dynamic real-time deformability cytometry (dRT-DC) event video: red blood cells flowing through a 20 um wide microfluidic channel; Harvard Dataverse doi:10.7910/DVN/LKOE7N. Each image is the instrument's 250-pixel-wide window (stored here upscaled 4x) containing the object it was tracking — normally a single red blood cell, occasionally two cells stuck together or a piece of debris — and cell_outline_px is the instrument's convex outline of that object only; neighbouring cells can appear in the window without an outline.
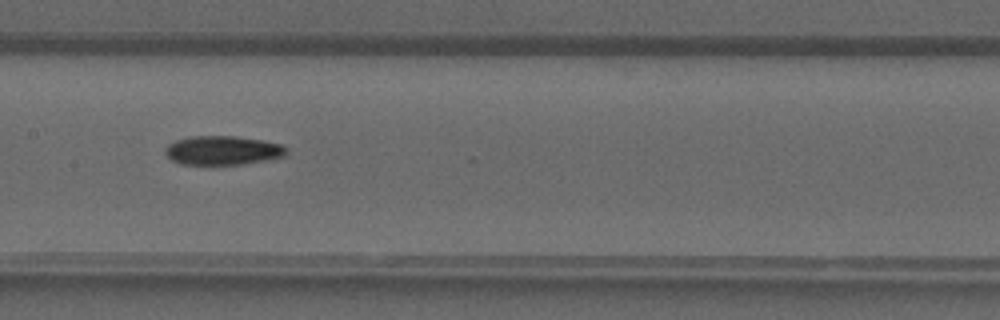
{"species": "common noctule bat (a hibernating species)", "species_latin": "Nyctalus noctula", "temperature_condition": "warm", "stored_images_in_passage": 25, "camera_frame_rate_fps": 3000, "um_per_image_px": 0.085, "animal": {"sex": "male", "forearm_length_mm": 52.5}, "frame": {"image": 1, "passage_image": 9, "time_ms": 2.667, "image_size_px": [1000, 320], "cell_outline_px": [[288, 152], [284, 156], [264, 160], [240, 164], [180, 164], [172, 160], [164, 152], [164, 148], [168, 144], [176, 140], [192, 136], [236, 136], [264, 140], [280, 144], [288, 148]], "centroid_in_image_um": [18.93, 12.77], "position_along_channel_um": 188.5, "area_um2": 20.46}}
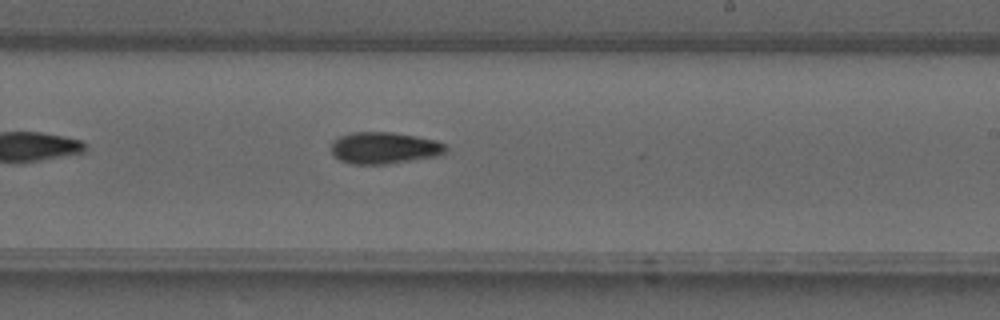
{"frame": {"image": 2, "passage_image": 13, "time_ms": 4.0, "image_size_px": [1000, 320], "cell_outline_px": [[448, 148], [444, 152], [436, 156], [388, 164], [352, 164], [340, 160], [332, 152], [332, 140], [340, 136], [352, 132], [392, 132], [416, 136], [436, 140], [444, 144]], "centroid_in_image_um": [32.65, 12.57], "position_along_channel_um": 256.3, "area_um2": 21.1}}
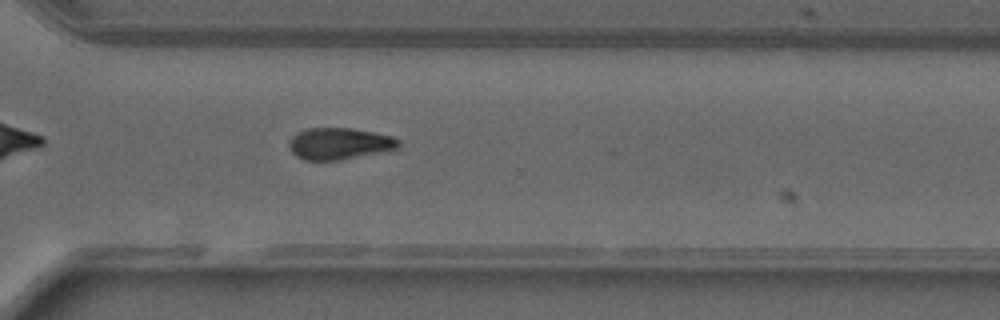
{"frame": {"image": 3, "passage_image": 18, "time_ms": 5.667, "image_size_px": [1000, 320], "cell_outline_px": [[400, 144], [396, 148], [380, 152], [336, 160], [304, 160], [296, 156], [292, 152], [288, 144], [292, 136], [296, 132], [308, 128], [352, 128], [392, 136], [400, 140]], "centroid_in_image_um": [28.8, 12.19], "position_along_channel_um": 341.8, "area_um2": 20.0}}